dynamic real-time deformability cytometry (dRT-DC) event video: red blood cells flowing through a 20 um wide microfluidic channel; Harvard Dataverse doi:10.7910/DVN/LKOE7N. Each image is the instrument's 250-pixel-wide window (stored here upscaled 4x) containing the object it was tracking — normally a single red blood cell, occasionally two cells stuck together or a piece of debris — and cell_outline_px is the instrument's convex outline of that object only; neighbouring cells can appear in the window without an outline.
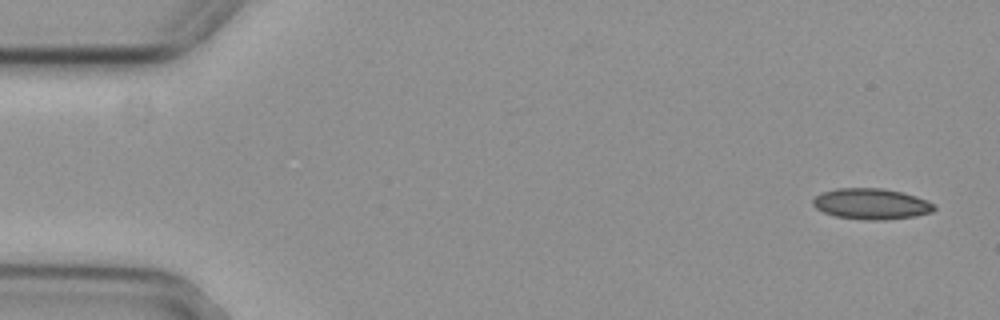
{"species": "common noctule bat (a hibernating species)", "species_latin": "Nyctalus noctula", "temperature_condition": "cold", "stored_images_in_passage": 2, "camera_frame_rate_fps": 3000, "um_per_image_px": 0.085, "animal": {"sex": "female", "body_mass_g": 29.2, "forearm_length_mm": 56.3}, "frame": {"image": 1, "passage_image": 2, "time_ms": 0.333, "image_size_px": [1000, 320], "cell_outline_px": [[936, 208], [932, 212], [916, 216], [884, 220], [864, 220], [836, 216], [824, 212], [816, 208], [812, 204], [812, 200], [816, 196], [824, 192], [836, 188], [880, 188], [900, 192], [916, 196], [936, 204]], "centroid_in_image_um": [74.08, 17.34], "position_along_channel_um": 10.9, "area_um2": 21.79}}